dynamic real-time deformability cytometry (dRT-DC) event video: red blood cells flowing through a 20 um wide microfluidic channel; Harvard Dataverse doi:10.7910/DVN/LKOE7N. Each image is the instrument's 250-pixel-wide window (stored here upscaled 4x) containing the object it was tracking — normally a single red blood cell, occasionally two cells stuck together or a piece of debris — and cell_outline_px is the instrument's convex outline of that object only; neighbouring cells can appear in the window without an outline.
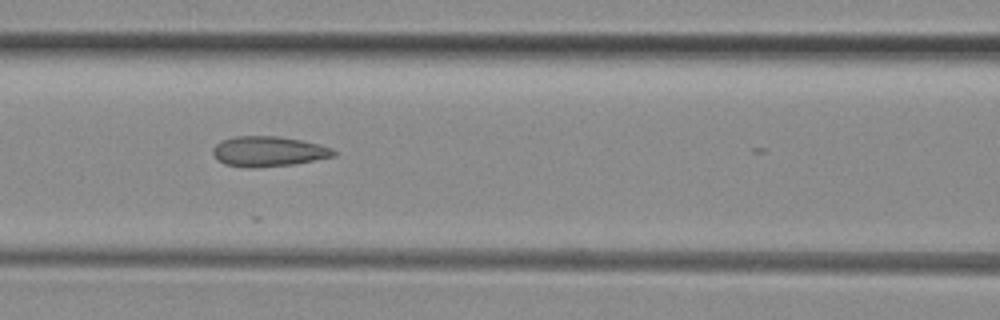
{"species": "common noctule bat (a hibernating species)", "species_latin": "Nyctalus noctula", "temperature_condition": "room temperature", "stored_images_in_passage": 11, "camera_frame_rate_fps": 3000, "um_per_image_px": 0.085, "animal": {"sex": "female", "body_mass_g": 29.2, "forearm_length_mm": 56.3}, "frame": {"image": 1, "passage_image": 9, "time_ms": 2.667, "image_size_px": [1000, 320], "cell_outline_px": [[336, 156], [296, 164], [256, 168], [248, 168], [224, 164], [216, 160], [212, 152], [212, 148], [220, 140], [236, 136], [280, 136], [320, 144], [332, 148], [336, 152]], "centroid_in_image_um": [22.8, 12.88], "position_along_channel_um": 143.8, "area_um2": 21.62}}